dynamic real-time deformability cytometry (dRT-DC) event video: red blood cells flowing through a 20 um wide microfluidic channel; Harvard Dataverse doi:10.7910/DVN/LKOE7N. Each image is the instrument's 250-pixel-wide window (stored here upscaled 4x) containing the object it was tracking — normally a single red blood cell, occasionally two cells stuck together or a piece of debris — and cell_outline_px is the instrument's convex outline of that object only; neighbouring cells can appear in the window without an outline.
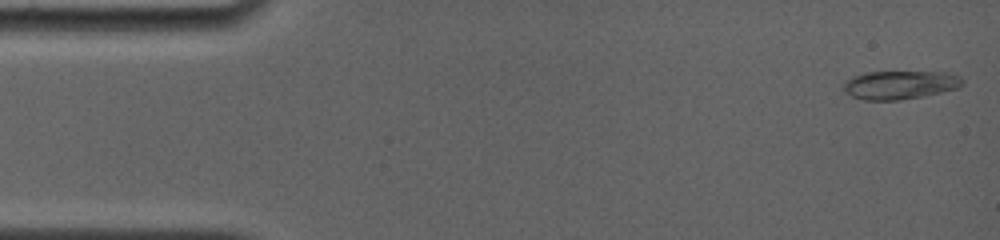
{"species": "common noctule bat (a hibernating species)", "species_latin": "Nyctalus noctula", "temperature_condition": "room temperature", "stored_images_in_passage": 11, "camera_frame_rate_fps": 4000, "um_per_image_px": 0.085, "animal": {"sex": "female", "body_mass_g": 19.0, "forearm_length_mm": 56.7}, "frame": {"image": 1, "passage_image": 1, "time_ms": 0.0, "image_size_px": [1000, 240], "cell_outline_px": [[964, 84], [956, 88], [940, 92], [900, 100], [864, 100], [852, 96], [844, 92], [844, 80], [852, 76], [864, 72], [948, 72], [960, 76], [964, 80]], "centroid_in_image_um": [76.47, 7.2], "position_along_channel_um": 8.5, "area_um2": 19.77}}
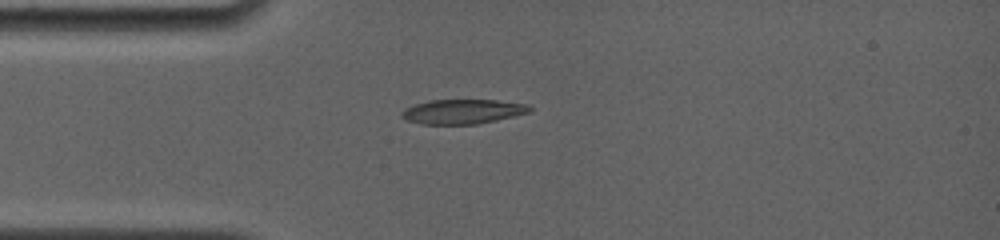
{"frame": {"image": 2, "passage_image": 9, "time_ms": 3.75, "image_size_px": [1000, 240], "cell_outline_px": [[532, 112], [496, 120], [476, 124], [420, 124], [408, 120], [400, 116], [400, 112], [404, 108], [428, 100], [496, 100], [528, 104], [532, 108]], "centroid_in_image_um": [39.33, 9.48], "position_along_channel_um": 45.7, "area_um2": 18.38}}
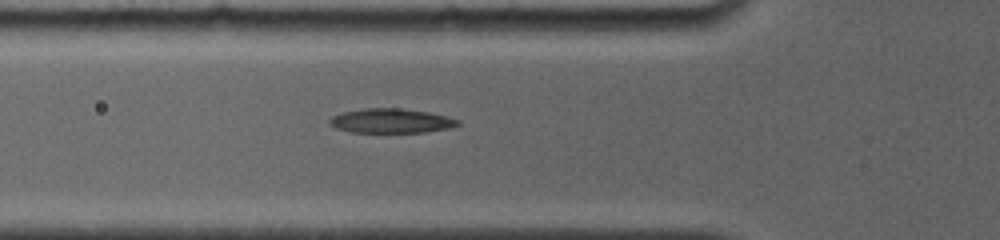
{"frame": {"image": 3, "passage_image": 11, "time_ms": 5.25, "image_size_px": [1000, 240], "cell_outline_px": [[460, 124], [448, 128], [424, 132], [352, 132], [336, 128], [328, 124], [328, 120], [332, 116], [344, 112], [364, 108], [400, 108], [428, 112], [460, 120]], "centroid_in_image_um": [33.21, 10.27], "position_along_channel_um": 92.6, "area_um2": 18.09}}